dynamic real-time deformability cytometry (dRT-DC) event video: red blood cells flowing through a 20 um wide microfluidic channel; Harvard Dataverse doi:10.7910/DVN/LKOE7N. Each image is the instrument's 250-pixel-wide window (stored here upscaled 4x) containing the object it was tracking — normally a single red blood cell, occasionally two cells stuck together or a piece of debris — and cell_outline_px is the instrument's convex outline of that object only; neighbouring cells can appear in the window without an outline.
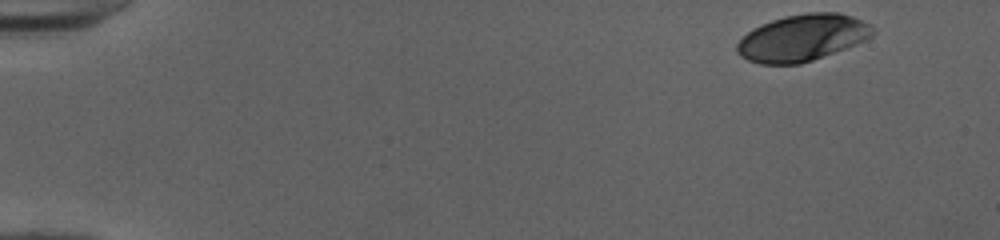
{"species": "human", "species_latin": "Homo sapiens", "temperature_condition": "cold", "stored_images_in_passage": 48, "camera_frame_rate_fps": 3000, "um_per_image_px": 0.085, "donor": {"sex": "female"}, "frame": {"image": 1, "passage_image": 1, "time_ms": 0.0, "image_size_px": [1000, 240], "cell_outline_px": [[872, 36], [856, 44], [812, 60], [800, 64], [760, 64], [748, 60], [740, 56], [736, 52], [736, 44], [752, 28], [772, 20], [784, 16], [808, 12], [840, 12], [852, 16], [868, 24], [872, 28]], "centroid_in_image_um": [68.16, 3.21], "position_along_channel_um": 16.8, "area_um2": 36.65}}
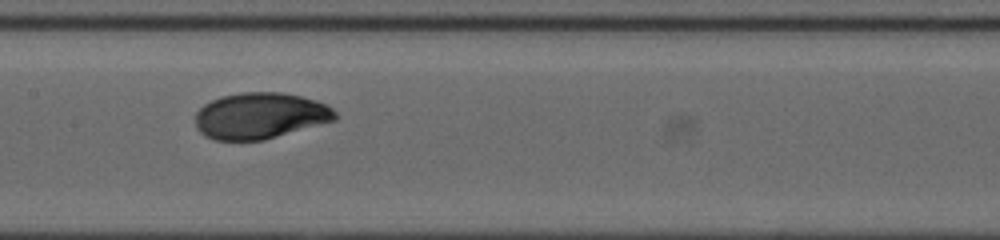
{"frame": {"image": 2, "passage_image": 24, "time_ms": 7.667, "image_size_px": [1000, 240], "cell_outline_px": [[336, 120], [264, 140], [212, 140], [204, 136], [196, 128], [196, 112], [204, 104], [220, 96], [244, 92], [280, 92], [300, 96], [316, 100], [332, 108], [336, 112]], "centroid_in_image_um": [22.09, 9.84], "position_along_channel_um": 185.3, "area_um2": 37.69}}
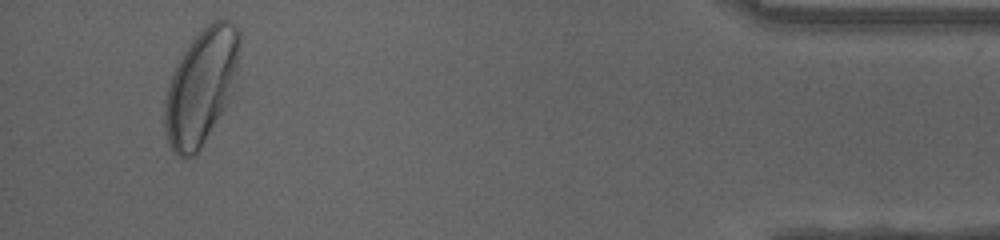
{"frame": {"image": 3, "passage_image": 46, "time_ms": 15.0, "image_size_px": [1000, 240], "cell_outline_px": [[240, 44], [236, 72], [224, 108], [204, 140], [196, 152], [192, 156], [184, 160], [176, 156], [172, 152], [168, 144], [164, 132], [164, 100], [172, 72], [184, 52], [192, 40], [212, 20], [228, 20], [240, 32]], "centroid_in_image_um": [17.04, 7.39], "position_along_channel_um": 418.2, "area_um2": 49.36}, "authors_computed_cell_mechanics": {"area_um2": 37.6567, "velocity_mm_per_s": 3.9874, "shape_relaxation_time_tau1_ms": 2.8979, "shape_relaxation_time_tau2_ms": null, "deformation_change_tau1": 0.1492, "deformation_change_tau2": null}}